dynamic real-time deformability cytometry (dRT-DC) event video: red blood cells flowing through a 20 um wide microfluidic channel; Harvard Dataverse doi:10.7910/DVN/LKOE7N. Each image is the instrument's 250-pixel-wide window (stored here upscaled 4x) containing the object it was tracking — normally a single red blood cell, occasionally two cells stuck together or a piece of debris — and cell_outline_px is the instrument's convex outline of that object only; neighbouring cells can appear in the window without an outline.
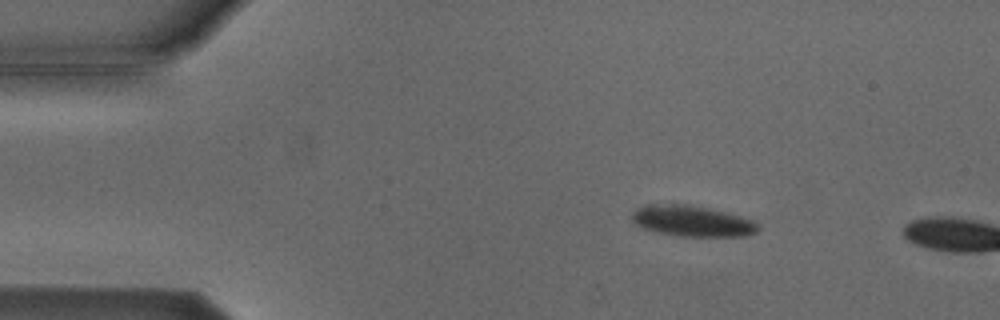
{"species": "Egyptian fruit bat (a non-hibernating species)", "species_latin": "Rousettus aegyptiacus", "temperature_condition": "cold", "stored_images_in_passage": 3, "camera_frame_rate_fps": 3000, "um_per_image_px": 0.085, "animal": {"sex": "male"}, "frame": {"image": 1, "passage_image": 1, "time_ms": 0.0, "image_size_px": [1000, 320], "cell_outline_px": [[760, 228], [756, 232], [748, 236], [680, 236], [656, 232], [644, 228], [636, 224], [632, 220], [632, 212], [636, 208], [648, 204], [684, 204], [724, 212], [740, 216], [752, 220]], "centroid_in_image_um": [58.8, 18.79], "position_along_channel_um": 26.2, "area_um2": 22.43}}